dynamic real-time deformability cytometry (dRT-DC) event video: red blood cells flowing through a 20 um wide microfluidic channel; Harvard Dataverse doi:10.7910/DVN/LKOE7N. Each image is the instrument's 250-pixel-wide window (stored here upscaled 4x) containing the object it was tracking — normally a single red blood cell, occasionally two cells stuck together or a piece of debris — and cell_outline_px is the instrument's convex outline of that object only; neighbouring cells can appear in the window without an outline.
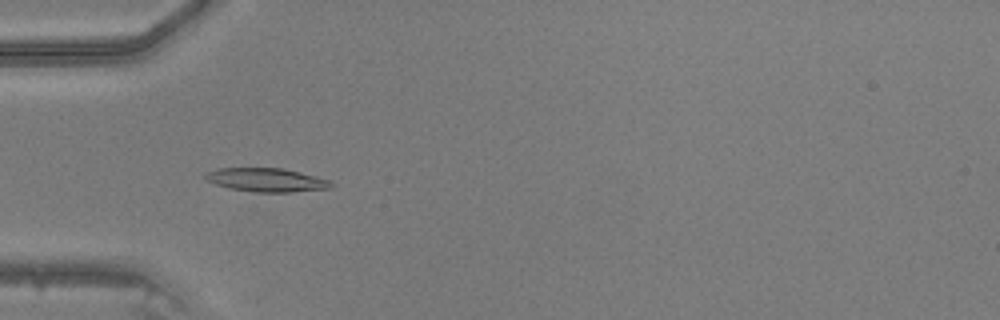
{"species": "common noctule bat (a hibernating species)", "species_latin": "Nyctalus noctula", "temperature_condition": "warm", "stored_images_in_passage": 48, "camera_frame_rate_fps": 3000, "um_per_image_px": 0.085, "animal": {"sex": "male", "body_mass_g": 20.5, "forearm_length_mm": 52.5}, "frame": {"image": 1, "passage_image": 16, "time_ms": 5.0, "image_size_px": [1000, 320], "cell_outline_px": [[332, 188], [292, 192], [256, 192], [228, 188], [216, 184], [208, 180], [204, 176], [208, 172], [220, 168], [284, 168], [300, 172], [328, 180], [332, 184]], "centroid_in_image_um": [22.66, 15.3], "position_along_channel_um": 62.3, "area_um2": 17.11}}
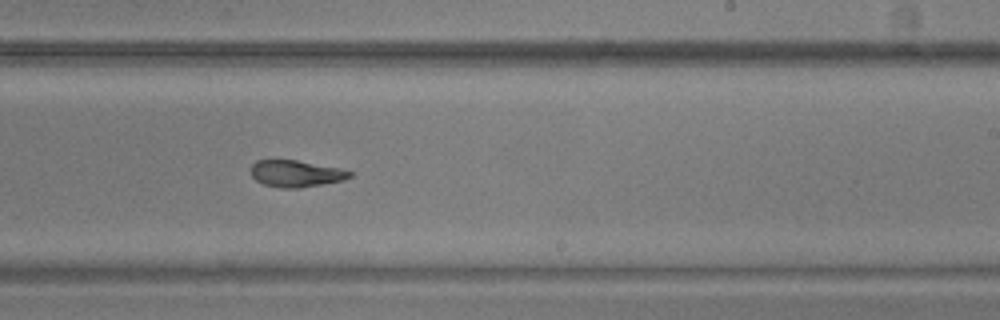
{"frame": {"image": 2, "passage_image": 30, "time_ms": 9.667, "image_size_px": [1000, 320], "cell_outline_px": [[352, 176], [344, 180], [300, 188], [280, 188], [264, 184], [256, 180], [252, 176], [252, 164], [256, 160], [296, 160], [340, 168], [352, 172]], "centroid_in_image_um": [25.17, 14.76], "position_along_channel_um": 263.8, "area_um2": 15.32}}
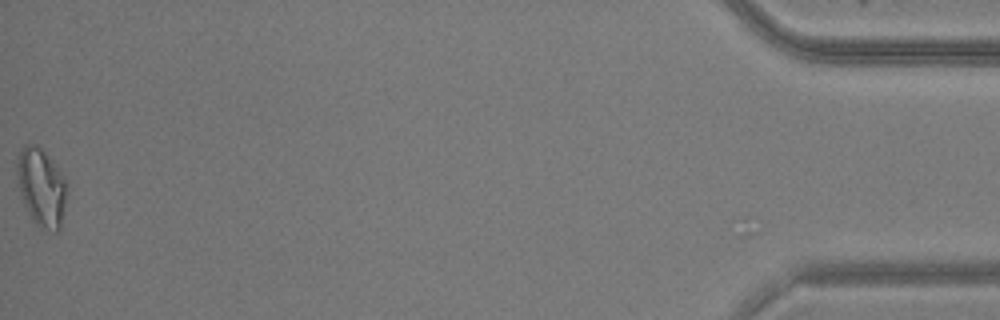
{"frame": {"image": 3, "passage_image": 48, "time_ms": 15.667, "image_size_px": [1000, 320], "cell_outline_px": [[64, 200], [60, 232], [56, 232], [36, 224], [32, 220], [28, 212], [20, 192], [16, 172], [16, 160], [24, 144], [36, 144], [56, 164], [64, 176]], "centroid_in_image_um": [3.48, 15.88], "position_along_channel_um": 431.7, "area_um2": 22.14}}